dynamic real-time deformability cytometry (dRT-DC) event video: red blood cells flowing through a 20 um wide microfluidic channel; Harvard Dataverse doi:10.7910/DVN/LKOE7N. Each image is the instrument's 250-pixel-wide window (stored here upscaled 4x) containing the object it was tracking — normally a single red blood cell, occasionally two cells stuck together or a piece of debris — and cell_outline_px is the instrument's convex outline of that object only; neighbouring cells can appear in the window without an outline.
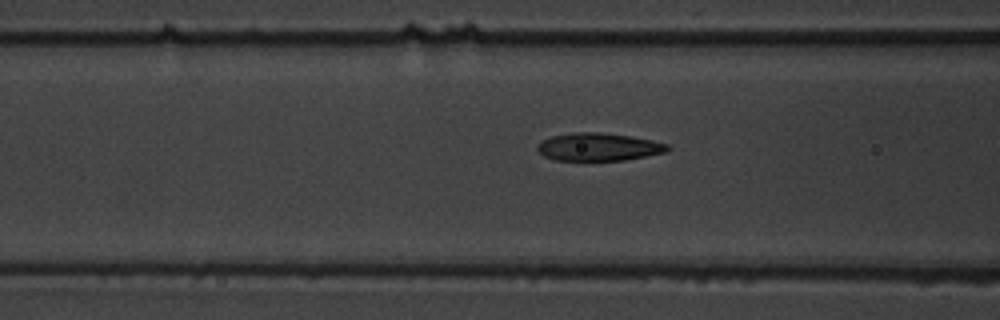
{"species": "common noctule bat (a hibernating species)", "species_latin": "Nyctalus noctula", "temperature_condition": "warm", "stored_images_in_passage": 6, "camera_frame_rate_fps": 3000, "um_per_image_px": 0.085, "animal": {"sex": "male", "body_mass_g": 19.5, "forearm_length_mm": 54.6}, "frame": {"image": 1, "passage_image": 6, "time_ms": 7.0, "image_size_px": [1000, 320], "cell_outline_px": [[672, 148], [668, 152], [624, 160], [556, 160], [544, 156], [536, 148], [536, 144], [552, 136], [572, 132], [600, 132], [632, 136], [652, 140], [668, 144]], "centroid_in_image_um": [50.91, 12.48], "position_along_channel_um": 115.7, "area_um2": 21.21}}